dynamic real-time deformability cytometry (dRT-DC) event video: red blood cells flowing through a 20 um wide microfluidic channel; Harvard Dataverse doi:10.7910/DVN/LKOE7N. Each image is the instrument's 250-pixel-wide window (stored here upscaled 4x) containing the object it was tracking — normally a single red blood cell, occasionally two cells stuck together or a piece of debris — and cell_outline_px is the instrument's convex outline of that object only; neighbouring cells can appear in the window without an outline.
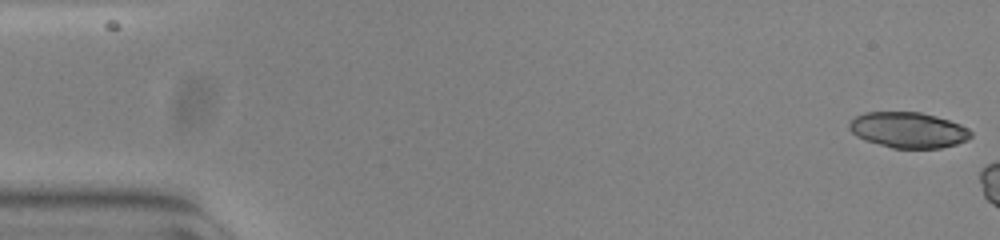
{"species": "common noctule bat (a hibernating species)", "species_latin": "Nyctalus noctula", "temperature_condition": "warm", "stored_images_in_passage": 5, "camera_frame_rate_fps": 3000, "um_per_image_px": 0.085, "animal": {"sex": "female", "body_mass_g": 23.0, "forearm_length_mm": 53.4}, "frame": {"image": 1, "passage_image": 1, "time_ms": 0.0, "image_size_px": [1000, 240], "cell_outline_px": [[972, 136], [968, 140], [956, 144], [940, 148], [892, 148], [864, 140], [856, 136], [848, 128], [848, 124], [856, 116], [864, 112], [920, 112], [936, 116], [960, 124], [968, 128], [972, 132]], "centroid_in_image_um": [77.2, 11.05], "position_along_channel_um": 7.8, "area_um2": 25.37}}